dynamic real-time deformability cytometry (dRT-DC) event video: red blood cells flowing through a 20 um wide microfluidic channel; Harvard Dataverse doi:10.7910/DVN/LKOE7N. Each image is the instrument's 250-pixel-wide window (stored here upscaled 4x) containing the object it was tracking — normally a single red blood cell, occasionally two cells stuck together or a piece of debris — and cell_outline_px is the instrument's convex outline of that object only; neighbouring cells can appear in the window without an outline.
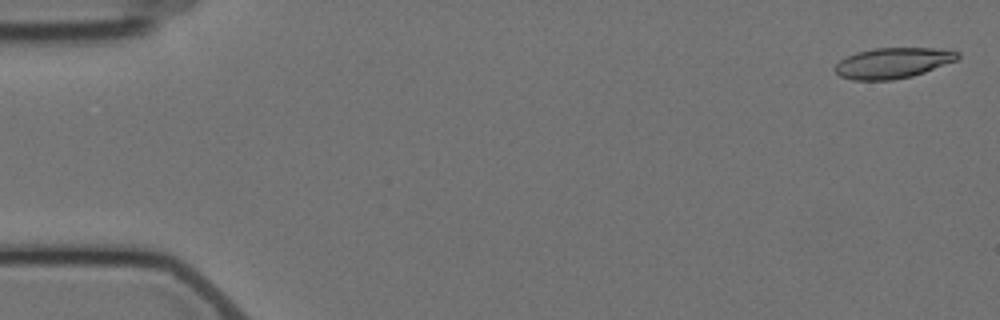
{"species": "Egyptian fruit bat (a non-hibernating species)", "species_latin": "Rousettus aegyptiacus", "temperature_condition": "cold", "stored_images_in_passage": 6, "camera_frame_rate_fps": 3000, "um_per_image_px": 0.085, "animal": {"sex": "female"}, "frame": {"image": 1, "passage_image": 1, "time_ms": 0.0, "image_size_px": [1000, 320], "cell_outline_px": [[960, 56], [956, 60], [924, 72], [912, 76], [892, 80], [852, 80], [840, 76], [832, 68], [840, 60], [856, 52], [872, 48], [936, 48], [960, 52]], "centroid_in_image_um": [75.86, 5.35], "position_along_channel_um": 9.1, "area_um2": 21.85}}
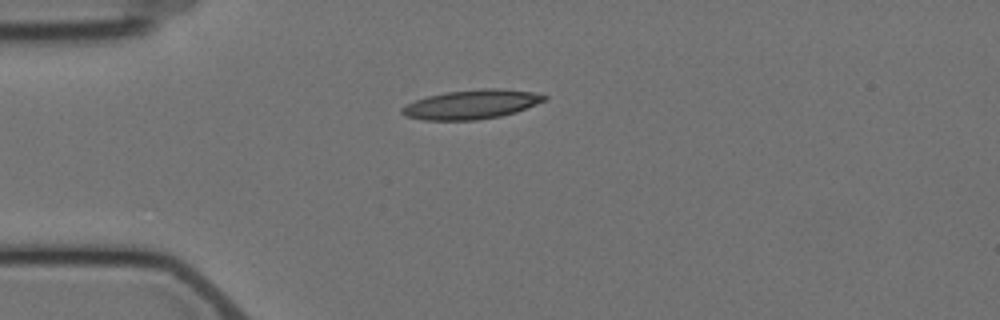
{"frame": {"image": 2, "passage_image": 4, "time_ms": 4.333, "image_size_px": [1000, 320], "cell_outline_px": [[548, 96], [544, 100], [536, 104], [516, 112], [500, 116], [476, 120], [424, 120], [404, 116], [400, 112], [400, 108], [416, 100], [428, 96], [448, 92], [484, 88], [496, 88], [532, 92]], "centroid_in_image_um": [40.05, 8.88], "position_along_channel_um": 45.0, "area_um2": 23.99}}